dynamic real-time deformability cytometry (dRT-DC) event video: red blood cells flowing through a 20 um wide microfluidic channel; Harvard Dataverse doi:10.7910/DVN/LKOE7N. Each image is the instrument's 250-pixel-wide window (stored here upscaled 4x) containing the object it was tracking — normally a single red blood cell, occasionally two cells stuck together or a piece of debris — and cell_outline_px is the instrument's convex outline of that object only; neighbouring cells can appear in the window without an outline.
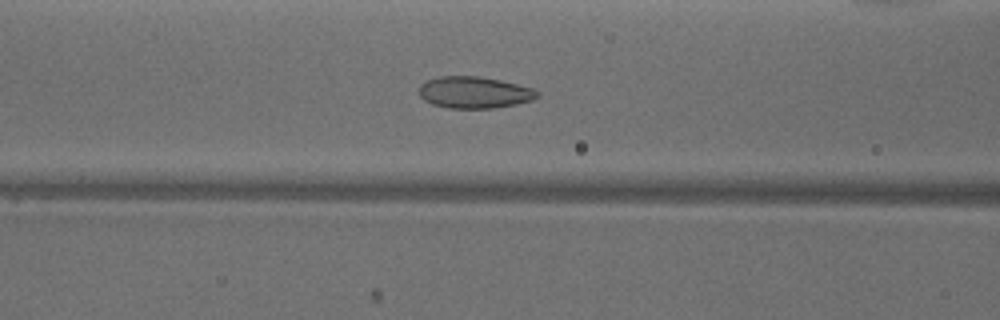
{"species": "common noctule bat (a hibernating species)", "species_latin": "Nyctalus noctula", "temperature_condition": "warm", "stored_images_in_passage": 50, "camera_frame_rate_fps": 3000, "um_per_image_px": 0.085, "animal": {"sex": "male", "body_mass_g": 18.8}, "frame": {"image": 1, "passage_image": 19, "time_ms": 6.0, "image_size_px": [1000, 320], "cell_outline_px": [[540, 96], [532, 100], [516, 104], [492, 108], [448, 108], [432, 104], [424, 100], [420, 96], [420, 84], [428, 80], [440, 76], [476, 76], [500, 80], [532, 88], [540, 92]], "centroid_in_image_um": [40.32, 7.86], "position_along_channel_um": 126.3, "area_um2": 21.73}}
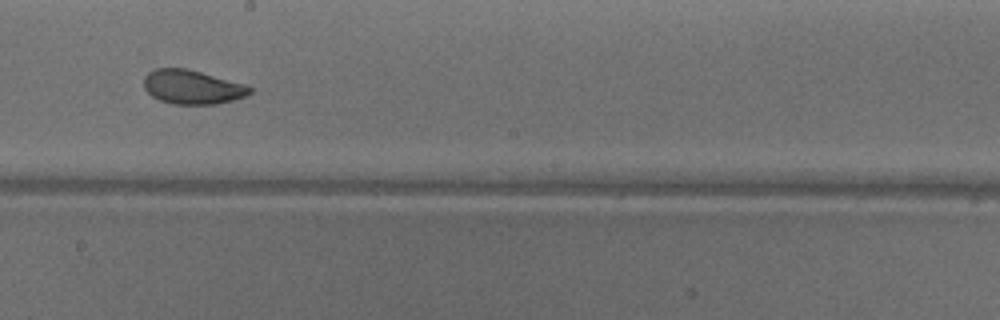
{"frame": {"image": 2, "passage_image": 27, "time_ms": 8.667, "image_size_px": [1000, 320], "cell_outline_px": [[252, 92], [244, 96], [232, 100], [216, 104], [172, 104], [160, 100], [152, 96], [144, 88], [144, 76], [148, 72], [156, 68], [188, 68], [248, 84], [252, 88]], "centroid_in_image_um": [16.36, 7.38], "position_along_channel_um": 231.8, "area_um2": 21.27}}
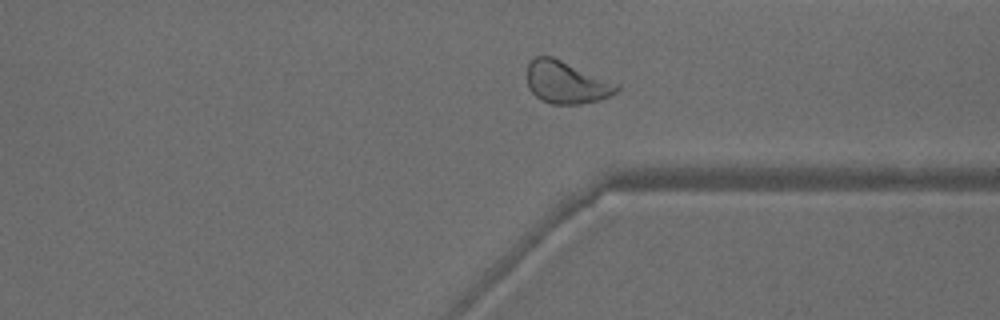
{"frame": {"image": 3, "passage_image": 37, "time_ms": 12.0, "image_size_px": [1000, 320], "cell_outline_px": [[620, 88], [616, 92], [600, 100], [580, 104], [552, 104], [540, 100], [528, 88], [528, 64], [536, 56], [552, 56], [620, 84]], "centroid_in_image_um": [48.15, 7.01], "position_along_channel_um": 363.2, "area_um2": 22.14}, "authors_computed_cell_mechanics": {"area_um2": 23.3223, "velocity_mm_per_s": 3.961, "shape_relaxation_time_tau1_ms": 4.7507, "shape_relaxation_time_tau2_ms": 1.1959, "deformation_change_tau1": 0.1467, "deformation_change_tau2": 0.0653}}